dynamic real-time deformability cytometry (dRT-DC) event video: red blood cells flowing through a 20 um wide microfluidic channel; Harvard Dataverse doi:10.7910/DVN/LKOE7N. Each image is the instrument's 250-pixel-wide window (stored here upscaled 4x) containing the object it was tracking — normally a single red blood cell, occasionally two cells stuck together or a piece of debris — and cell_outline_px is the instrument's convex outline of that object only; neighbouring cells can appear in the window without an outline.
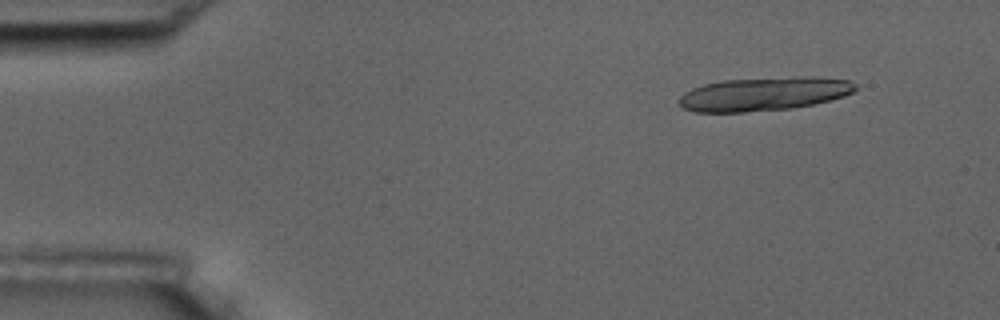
{"species": "common noctule bat (a hibernating species)", "species_latin": "Nyctalus noctula", "temperature_condition": "room temperature", "stored_images_in_passage": 6, "camera_frame_rate_fps": 3000, "um_per_image_px": 0.085, "animal": {"sex": "male", "body_mass_g": 17.5, "forearm_length_mm": 52.3}, "frame": {"image": 1, "passage_image": 2, "time_ms": 1.0, "image_size_px": [1000, 320], "cell_outline_px": [[856, 88], [852, 92], [844, 96], [812, 104], [792, 108], [744, 112], [692, 112], [684, 108], [680, 104], [680, 96], [684, 92], [692, 88], [704, 84], [724, 80], [796, 76], [816, 76], [848, 80], [856, 84]], "centroid_in_image_um": [64.93, 7.97], "position_along_channel_um": 20.1, "area_um2": 34.56}}